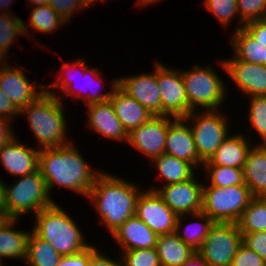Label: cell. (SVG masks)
<instances>
[{"instance_id": "d4e9b609", "label": "cell", "mask_w": 266, "mask_h": 266, "mask_svg": "<svg viewBox=\"0 0 266 266\" xmlns=\"http://www.w3.org/2000/svg\"><path fill=\"white\" fill-rule=\"evenodd\" d=\"M156 250L161 266H182L196 252L175 232L158 236Z\"/></svg>"}, {"instance_id": "4dcf8cb0", "label": "cell", "mask_w": 266, "mask_h": 266, "mask_svg": "<svg viewBox=\"0 0 266 266\" xmlns=\"http://www.w3.org/2000/svg\"><path fill=\"white\" fill-rule=\"evenodd\" d=\"M237 224L241 233L266 231V198L254 197Z\"/></svg>"}, {"instance_id": "c3c4849f", "label": "cell", "mask_w": 266, "mask_h": 266, "mask_svg": "<svg viewBox=\"0 0 266 266\" xmlns=\"http://www.w3.org/2000/svg\"><path fill=\"white\" fill-rule=\"evenodd\" d=\"M12 218L7 212H0V229L3 228L7 223H9Z\"/></svg>"}, {"instance_id": "9a60e30c", "label": "cell", "mask_w": 266, "mask_h": 266, "mask_svg": "<svg viewBox=\"0 0 266 266\" xmlns=\"http://www.w3.org/2000/svg\"><path fill=\"white\" fill-rule=\"evenodd\" d=\"M167 133L168 116L154 115L128 133L127 142L153 160L164 153Z\"/></svg>"}, {"instance_id": "277c9868", "label": "cell", "mask_w": 266, "mask_h": 266, "mask_svg": "<svg viewBox=\"0 0 266 266\" xmlns=\"http://www.w3.org/2000/svg\"><path fill=\"white\" fill-rule=\"evenodd\" d=\"M32 231L62 256L74 255L91 245L76 222L56 203L35 214Z\"/></svg>"}, {"instance_id": "d6986e66", "label": "cell", "mask_w": 266, "mask_h": 266, "mask_svg": "<svg viewBox=\"0 0 266 266\" xmlns=\"http://www.w3.org/2000/svg\"><path fill=\"white\" fill-rule=\"evenodd\" d=\"M40 149L20 143L15 137L0 148V163L13 177H22L38 171Z\"/></svg>"}, {"instance_id": "e575fe53", "label": "cell", "mask_w": 266, "mask_h": 266, "mask_svg": "<svg viewBox=\"0 0 266 266\" xmlns=\"http://www.w3.org/2000/svg\"><path fill=\"white\" fill-rule=\"evenodd\" d=\"M248 120L261 138L259 145H266V96L250 97Z\"/></svg>"}, {"instance_id": "836d02e7", "label": "cell", "mask_w": 266, "mask_h": 266, "mask_svg": "<svg viewBox=\"0 0 266 266\" xmlns=\"http://www.w3.org/2000/svg\"><path fill=\"white\" fill-rule=\"evenodd\" d=\"M206 170L210 185L217 187H228L234 185H246L243 168H232L226 166H203Z\"/></svg>"}, {"instance_id": "484cf974", "label": "cell", "mask_w": 266, "mask_h": 266, "mask_svg": "<svg viewBox=\"0 0 266 266\" xmlns=\"http://www.w3.org/2000/svg\"><path fill=\"white\" fill-rule=\"evenodd\" d=\"M231 37L230 44L233 45V53L238 60L266 66V43L257 42L244 27L238 30L235 27Z\"/></svg>"}, {"instance_id": "7a4b0ae2", "label": "cell", "mask_w": 266, "mask_h": 266, "mask_svg": "<svg viewBox=\"0 0 266 266\" xmlns=\"http://www.w3.org/2000/svg\"><path fill=\"white\" fill-rule=\"evenodd\" d=\"M140 193L141 190L133 183L101 170L87 198L96 207L102 224L112 234L129 217L135 215Z\"/></svg>"}, {"instance_id": "60d3db41", "label": "cell", "mask_w": 266, "mask_h": 266, "mask_svg": "<svg viewBox=\"0 0 266 266\" xmlns=\"http://www.w3.org/2000/svg\"><path fill=\"white\" fill-rule=\"evenodd\" d=\"M242 242L266 262V231L242 233Z\"/></svg>"}, {"instance_id": "f35d334b", "label": "cell", "mask_w": 266, "mask_h": 266, "mask_svg": "<svg viewBox=\"0 0 266 266\" xmlns=\"http://www.w3.org/2000/svg\"><path fill=\"white\" fill-rule=\"evenodd\" d=\"M48 5L63 19L68 22L74 12L87 9L85 0H48Z\"/></svg>"}, {"instance_id": "11a10c76", "label": "cell", "mask_w": 266, "mask_h": 266, "mask_svg": "<svg viewBox=\"0 0 266 266\" xmlns=\"http://www.w3.org/2000/svg\"><path fill=\"white\" fill-rule=\"evenodd\" d=\"M137 3L139 4V6H142L143 5V0H138Z\"/></svg>"}, {"instance_id": "ab89813d", "label": "cell", "mask_w": 266, "mask_h": 266, "mask_svg": "<svg viewBox=\"0 0 266 266\" xmlns=\"http://www.w3.org/2000/svg\"><path fill=\"white\" fill-rule=\"evenodd\" d=\"M231 266H266V262L243 242L233 258Z\"/></svg>"}, {"instance_id": "cb8c5ba5", "label": "cell", "mask_w": 266, "mask_h": 266, "mask_svg": "<svg viewBox=\"0 0 266 266\" xmlns=\"http://www.w3.org/2000/svg\"><path fill=\"white\" fill-rule=\"evenodd\" d=\"M254 146L249 150L243 167L244 180L253 197L266 198V145Z\"/></svg>"}, {"instance_id": "7bdbcfd3", "label": "cell", "mask_w": 266, "mask_h": 266, "mask_svg": "<svg viewBox=\"0 0 266 266\" xmlns=\"http://www.w3.org/2000/svg\"><path fill=\"white\" fill-rule=\"evenodd\" d=\"M244 28L257 40L266 43V19L248 22Z\"/></svg>"}, {"instance_id": "b9f144b4", "label": "cell", "mask_w": 266, "mask_h": 266, "mask_svg": "<svg viewBox=\"0 0 266 266\" xmlns=\"http://www.w3.org/2000/svg\"><path fill=\"white\" fill-rule=\"evenodd\" d=\"M90 247L74 255L62 256L57 266H89Z\"/></svg>"}, {"instance_id": "f5cc1de1", "label": "cell", "mask_w": 266, "mask_h": 266, "mask_svg": "<svg viewBox=\"0 0 266 266\" xmlns=\"http://www.w3.org/2000/svg\"><path fill=\"white\" fill-rule=\"evenodd\" d=\"M158 0H143V7L146 5H150V4H153V3H157Z\"/></svg>"}, {"instance_id": "681fc988", "label": "cell", "mask_w": 266, "mask_h": 266, "mask_svg": "<svg viewBox=\"0 0 266 266\" xmlns=\"http://www.w3.org/2000/svg\"><path fill=\"white\" fill-rule=\"evenodd\" d=\"M0 212H6L4 207V182L0 180Z\"/></svg>"}, {"instance_id": "8fae6325", "label": "cell", "mask_w": 266, "mask_h": 266, "mask_svg": "<svg viewBox=\"0 0 266 266\" xmlns=\"http://www.w3.org/2000/svg\"><path fill=\"white\" fill-rule=\"evenodd\" d=\"M135 215L158 236L175 232L178 215L155 191L143 190L136 201Z\"/></svg>"}, {"instance_id": "2e32d148", "label": "cell", "mask_w": 266, "mask_h": 266, "mask_svg": "<svg viewBox=\"0 0 266 266\" xmlns=\"http://www.w3.org/2000/svg\"><path fill=\"white\" fill-rule=\"evenodd\" d=\"M221 67L247 96H266V66L238 60L234 55L221 60Z\"/></svg>"}, {"instance_id": "ffe728a7", "label": "cell", "mask_w": 266, "mask_h": 266, "mask_svg": "<svg viewBox=\"0 0 266 266\" xmlns=\"http://www.w3.org/2000/svg\"><path fill=\"white\" fill-rule=\"evenodd\" d=\"M88 126L107 139L128 141V133L117 118L110 100L87 105Z\"/></svg>"}, {"instance_id": "9c48e42d", "label": "cell", "mask_w": 266, "mask_h": 266, "mask_svg": "<svg viewBox=\"0 0 266 266\" xmlns=\"http://www.w3.org/2000/svg\"><path fill=\"white\" fill-rule=\"evenodd\" d=\"M241 243L237 223L215 222L197 252L209 266H231Z\"/></svg>"}, {"instance_id": "4316f807", "label": "cell", "mask_w": 266, "mask_h": 266, "mask_svg": "<svg viewBox=\"0 0 266 266\" xmlns=\"http://www.w3.org/2000/svg\"><path fill=\"white\" fill-rule=\"evenodd\" d=\"M18 219H12L0 229V263L4 258L22 259L25 262L27 257L28 238L30 231L15 230Z\"/></svg>"}, {"instance_id": "6da1fadb", "label": "cell", "mask_w": 266, "mask_h": 266, "mask_svg": "<svg viewBox=\"0 0 266 266\" xmlns=\"http://www.w3.org/2000/svg\"><path fill=\"white\" fill-rule=\"evenodd\" d=\"M38 170L46 181L49 194L54 185H58L85 197L101 173L93 172L72 142L57 148L40 149Z\"/></svg>"}, {"instance_id": "7dc6e473", "label": "cell", "mask_w": 266, "mask_h": 266, "mask_svg": "<svg viewBox=\"0 0 266 266\" xmlns=\"http://www.w3.org/2000/svg\"><path fill=\"white\" fill-rule=\"evenodd\" d=\"M182 266H209L206 261L195 252Z\"/></svg>"}, {"instance_id": "5b68a950", "label": "cell", "mask_w": 266, "mask_h": 266, "mask_svg": "<svg viewBox=\"0 0 266 266\" xmlns=\"http://www.w3.org/2000/svg\"><path fill=\"white\" fill-rule=\"evenodd\" d=\"M54 203L39 170L20 177L10 186L4 183V207L12 219L26 213L37 214Z\"/></svg>"}, {"instance_id": "7c38bea8", "label": "cell", "mask_w": 266, "mask_h": 266, "mask_svg": "<svg viewBox=\"0 0 266 266\" xmlns=\"http://www.w3.org/2000/svg\"><path fill=\"white\" fill-rule=\"evenodd\" d=\"M195 178L194 176L185 182L163 185L161 188L154 187L151 190H155L178 216H187L202 210L203 183H198Z\"/></svg>"}, {"instance_id": "7402d4cb", "label": "cell", "mask_w": 266, "mask_h": 266, "mask_svg": "<svg viewBox=\"0 0 266 266\" xmlns=\"http://www.w3.org/2000/svg\"><path fill=\"white\" fill-rule=\"evenodd\" d=\"M117 118L127 133L146 123L152 116L144 106L124 92L118 85L113 89L109 99Z\"/></svg>"}, {"instance_id": "f907efd6", "label": "cell", "mask_w": 266, "mask_h": 266, "mask_svg": "<svg viewBox=\"0 0 266 266\" xmlns=\"http://www.w3.org/2000/svg\"><path fill=\"white\" fill-rule=\"evenodd\" d=\"M14 0H0V9L2 11V13H4V10L5 13H11L9 10H8V7L9 5H11V3L13 2ZM5 8V9H4ZM4 9V10H3ZM8 10V11H7Z\"/></svg>"}, {"instance_id": "3957f363", "label": "cell", "mask_w": 266, "mask_h": 266, "mask_svg": "<svg viewBox=\"0 0 266 266\" xmlns=\"http://www.w3.org/2000/svg\"><path fill=\"white\" fill-rule=\"evenodd\" d=\"M63 95L57 97L55 92L45 89L31 104L19 111V116L25 114L27 117L41 149L57 148L71 143L65 137L68 130L63 113Z\"/></svg>"}, {"instance_id": "44dd1931", "label": "cell", "mask_w": 266, "mask_h": 266, "mask_svg": "<svg viewBox=\"0 0 266 266\" xmlns=\"http://www.w3.org/2000/svg\"><path fill=\"white\" fill-rule=\"evenodd\" d=\"M112 235L123 251L156 248L158 237L136 215L129 217Z\"/></svg>"}, {"instance_id": "603a6c76", "label": "cell", "mask_w": 266, "mask_h": 266, "mask_svg": "<svg viewBox=\"0 0 266 266\" xmlns=\"http://www.w3.org/2000/svg\"><path fill=\"white\" fill-rule=\"evenodd\" d=\"M246 138V140H245ZM247 137L238 133L228 136L212 157L204 162L202 166H226L232 168H243L247 154L252 145L247 142ZM251 145V146H250Z\"/></svg>"}, {"instance_id": "1f68e13d", "label": "cell", "mask_w": 266, "mask_h": 266, "mask_svg": "<svg viewBox=\"0 0 266 266\" xmlns=\"http://www.w3.org/2000/svg\"><path fill=\"white\" fill-rule=\"evenodd\" d=\"M30 30L26 23L20 17L10 13L0 14V61H4L12 47L13 41L18 37L27 35ZM17 36V37H16Z\"/></svg>"}, {"instance_id": "52a82bcc", "label": "cell", "mask_w": 266, "mask_h": 266, "mask_svg": "<svg viewBox=\"0 0 266 266\" xmlns=\"http://www.w3.org/2000/svg\"><path fill=\"white\" fill-rule=\"evenodd\" d=\"M188 99L189 113L197 107L203 110H216L224 103L226 88L223 80L210 66H193V69L181 71ZM218 107V108H217Z\"/></svg>"}, {"instance_id": "5bb4252c", "label": "cell", "mask_w": 266, "mask_h": 266, "mask_svg": "<svg viewBox=\"0 0 266 266\" xmlns=\"http://www.w3.org/2000/svg\"><path fill=\"white\" fill-rule=\"evenodd\" d=\"M3 63V66L2 64ZM0 89L12 101L15 107L20 111L31 104L45 90V85L38 91L39 87L31 83L30 79L26 78L23 67H11L5 61H0Z\"/></svg>"}, {"instance_id": "4fadbf2b", "label": "cell", "mask_w": 266, "mask_h": 266, "mask_svg": "<svg viewBox=\"0 0 266 266\" xmlns=\"http://www.w3.org/2000/svg\"><path fill=\"white\" fill-rule=\"evenodd\" d=\"M78 66V69L80 70V68H81V73L79 72V74H80V77L82 78V79H85L86 81H85V85H83L85 88H83L82 90H87L88 91V89L92 86V83H94V82H97L98 81V79L99 78H101L100 77V72H98V70L96 69V68H92V67H89L88 66V64H86L84 61H83V59H78V60H76L75 62H73V63H65L63 66H62V69H60V71L63 73V75H65V76H58V78L56 79V82L55 83H53V85L51 84V86L48 84H46L45 85V89H47V88H50L51 87V89L54 87V88H58L59 90H61L62 89V91H61V93L62 92H64L65 93V96H71L72 97V95H76V92H77V90L76 91H74V87L76 86V84H73L74 82H72V80L73 79H71L70 78V76L68 77L67 75H69V73L71 72V71H69V70H76V68H74V67H77ZM80 67V68H79ZM73 71V72H74ZM83 71V72H82ZM67 74L68 72V74L66 75L65 73ZM75 73H77V72H75ZM89 73V74H88ZM78 74V75H79ZM88 75V76H87ZM60 77V78H59ZM63 77V78H62ZM99 77V78H98ZM62 78V79H61ZM59 79V80H58ZM61 79V80H60ZM97 79V81H95ZM98 83V82H97ZM95 84V83H94ZM99 84V83H98ZM75 85V86H74ZM111 85H112V90H110L109 92H107V93H104V92H100V93H98V91H96L95 90V92H94V90H93V92L92 91H90L89 93L87 92L86 94H82V96H81V94L79 93V94H77L76 96H78V97H76V98H81V99H83L87 104L86 105H90V104H93V103H99V102H104V101H107V100H109L110 99V97H111V95H112V92H113V89L118 85V79H114V81H112V83H111ZM76 88V87H75ZM96 88V87H95ZM91 89H92V87H91ZM80 91V90H79ZM83 92V91H82ZM85 93V92H84Z\"/></svg>"}, {"instance_id": "f6af8a7d", "label": "cell", "mask_w": 266, "mask_h": 266, "mask_svg": "<svg viewBox=\"0 0 266 266\" xmlns=\"http://www.w3.org/2000/svg\"><path fill=\"white\" fill-rule=\"evenodd\" d=\"M15 115H19V110L15 107V105L7 97V95L0 89V116L9 120H13Z\"/></svg>"}, {"instance_id": "816d5d0a", "label": "cell", "mask_w": 266, "mask_h": 266, "mask_svg": "<svg viewBox=\"0 0 266 266\" xmlns=\"http://www.w3.org/2000/svg\"><path fill=\"white\" fill-rule=\"evenodd\" d=\"M29 2L33 6H43L48 4V0H28V3Z\"/></svg>"}, {"instance_id": "8992f818", "label": "cell", "mask_w": 266, "mask_h": 266, "mask_svg": "<svg viewBox=\"0 0 266 266\" xmlns=\"http://www.w3.org/2000/svg\"><path fill=\"white\" fill-rule=\"evenodd\" d=\"M253 198L247 185H203L201 211L214 222L237 223Z\"/></svg>"}, {"instance_id": "f1b7e54d", "label": "cell", "mask_w": 266, "mask_h": 266, "mask_svg": "<svg viewBox=\"0 0 266 266\" xmlns=\"http://www.w3.org/2000/svg\"><path fill=\"white\" fill-rule=\"evenodd\" d=\"M154 162L160 176L165 179V184L181 183L194 177L195 167L182 159L162 153L159 157L151 160Z\"/></svg>"}, {"instance_id": "ee69618b", "label": "cell", "mask_w": 266, "mask_h": 266, "mask_svg": "<svg viewBox=\"0 0 266 266\" xmlns=\"http://www.w3.org/2000/svg\"><path fill=\"white\" fill-rule=\"evenodd\" d=\"M89 266H122V261L120 262L112 260L110 257L99 252L95 247L90 246V262Z\"/></svg>"}, {"instance_id": "ba28073f", "label": "cell", "mask_w": 266, "mask_h": 266, "mask_svg": "<svg viewBox=\"0 0 266 266\" xmlns=\"http://www.w3.org/2000/svg\"><path fill=\"white\" fill-rule=\"evenodd\" d=\"M197 111H191L183 119L190 120L198 157L206 162L229 136V122L220 110H201L200 114Z\"/></svg>"}, {"instance_id": "db71d44e", "label": "cell", "mask_w": 266, "mask_h": 266, "mask_svg": "<svg viewBox=\"0 0 266 266\" xmlns=\"http://www.w3.org/2000/svg\"><path fill=\"white\" fill-rule=\"evenodd\" d=\"M95 1L97 2L98 0H85V2L87 3L88 6L90 4H92V3H94ZM101 1H104L105 2V0H101Z\"/></svg>"}, {"instance_id": "74e56055", "label": "cell", "mask_w": 266, "mask_h": 266, "mask_svg": "<svg viewBox=\"0 0 266 266\" xmlns=\"http://www.w3.org/2000/svg\"><path fill=\"white\" fill-rule=\"evenodd\" d=\"M238 17L243 28L248 22L266 19V0H237Z\"/></svg>"}, {"instance_id": "f546056e", "label": "cell", "mask_w": 266, "mask_h": 266, "mask_svg": "<svg viewBox=\"0 0 266 266\" xmlns=\"http://www.w3.org/2000/svg\"><path fill=\"white\" fill-rule=\"evenodd\" d=\"M62 255L46 241L39 238L33 231L28 238L27 257L29 266H57Z\"/></svg>"}, {"instance_id": "d6a6232c", "label": "cell", "mask_w": 266, "mask_h": 266, "mask_svg": "<svg viewBox=\"0 0 266 266\" xmlns=\"http://www.w3.org/2000/svg\"><path fill=\"white\" fill-rule=\"evenodd\" d=\"M29 17V26L45 34L54 32L55 29L58 30V27L67 23L48 4L34 6Z\"/></svg>"}, {"instance_id": "83f0119b", "label": "cell", "mask_w": 266, "mask_h": 266, "mask_svg": "<svg viewBox=\"0 0 266 266\" xmlns=\"http://www.w3.org/2000/svg\"><path fill=\"white\" fill-rule=\"evenodd\" d=\"M188 216H192L195 218V220L199 219L201 221H191L190 224H186V227L183 228L181 225L186 216L185 214L179 215L176 222L175 233L186 245L190 246L197 252L201 248L205 238L215 222L202 211L194 214H188ZM181 228L185 230L184 233Z\"/></svg>"}, {"instance_id": "bcb514c9", "label": "cell", "mask_w": 266, "mask_h": 266, "mask_svg": "<svg viewBox=\"0 0 266 266\" xmlns=\"http://www.w3.org/2000/svg\"><path fill=\"white\" fill-rule=\"evenodd\" d=\"M11 122L9 119L0 116V148L15 138Z\"/></svg>"}, {"instance_id": "d590c367", "label": "cell", "mask_w": 266, "mask_h": 266, "mask_svg": "<svg viewBox=\"0 0 266 266\" xmlns=\"http://www.w3.org/2000/svg\"><path fill=\"white\" fill-rule=\"evenodd\" d=\"M202 2L204 8L213 13L226 27L238 15L237 0H203Z\"/></svg>"}, {"instance_id": "30bf717a", "label": "cell", "mask_w": 266, "mask_h": 266, "mask_svg": "<svg viewBox=\"0 0 266 266\" xmlns=\"http://www.w3.org/2000/svg\"><path fill=\"white\" fill-rule=\"evenodd\" d=\"M157 81L161 95V115L185 118L189 114L188 99L181 71L157 62Z\"/></svg>"}, {"instance_id": "ac0fdd59", "label": "cell", "mask_w": 266, "mask_h": 266, "mask_svg": "<svg viewBox=\"0 0 266 266\" xmlns=\"http://www.w3.org/2000/svg\"><path fill=\"white\" fill-rule=\"evenodd\" d=\"M164 153L191 163L194 167L204 162L198 157L193 132L183 118L168 116V133Z\"/></svg>"}, {"instance_id": "8d00e7d4", "label": "cell", "mask_w": 266, "mask_h": 266, "mask_svg": "<svg viewBox=\"0 0 266 266\" xmlns=\"http://www.w3.org/2000/svg\"><path fill=\"white\" fill-rule=\"evenodd\" d=\"M121 255L122 266H161L156 248L122 251Z\"/></svg>"}, {"instance_id": "e0dca14e", "label": "cell", "mask_w": 266, "mask_h": 266, "mask_svg": "<svg viewBox=\"0 0 266 266\" xmlns=\"http://www.w3.org/2000/svg\"><path fill=\"white\" fill-rule=\"evenodd\" d=\"M154 73L121 77L118 86L144 106L151 114L161 115V95L157 81V62Z\"/></svg>"}]
</instances>
